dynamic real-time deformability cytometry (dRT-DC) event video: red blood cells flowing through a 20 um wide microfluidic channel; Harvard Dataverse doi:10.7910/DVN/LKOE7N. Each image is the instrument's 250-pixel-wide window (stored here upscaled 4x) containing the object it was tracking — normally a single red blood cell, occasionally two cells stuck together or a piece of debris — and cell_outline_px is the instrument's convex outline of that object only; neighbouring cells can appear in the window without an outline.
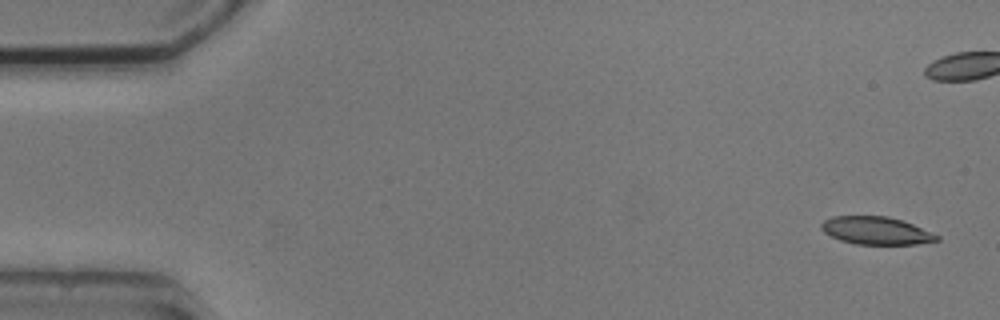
{"species": "common noctule bat (a hibernating species)", "species_latin": "Nyctalus noctula", "temperature_condition": "cold", "stored_images_in_passage": 7, "camera_frame_rate_fps": 3000, "um_per_image_px": 0.085, "animal": {"sex": "male", "body_mass_g": 20.5, "forearm_length_mm": 52.5}, "frame": {"image": 1, "passage_image": 1, "time_ms": 0.0, "image_size_px": [1000, 320], "cell_outline_px": [[940, 240], [916, 244], [856, 244], [840, 240], [824, 232], [820, 228], [820, 224], [824, 220], [832, 216], [888, 216], [912, 224], [940, 236]], "centroid_in_image_um": [74.45, 19.6], "position_along_channel_um": 10.6, "area_um2": 18.55}}